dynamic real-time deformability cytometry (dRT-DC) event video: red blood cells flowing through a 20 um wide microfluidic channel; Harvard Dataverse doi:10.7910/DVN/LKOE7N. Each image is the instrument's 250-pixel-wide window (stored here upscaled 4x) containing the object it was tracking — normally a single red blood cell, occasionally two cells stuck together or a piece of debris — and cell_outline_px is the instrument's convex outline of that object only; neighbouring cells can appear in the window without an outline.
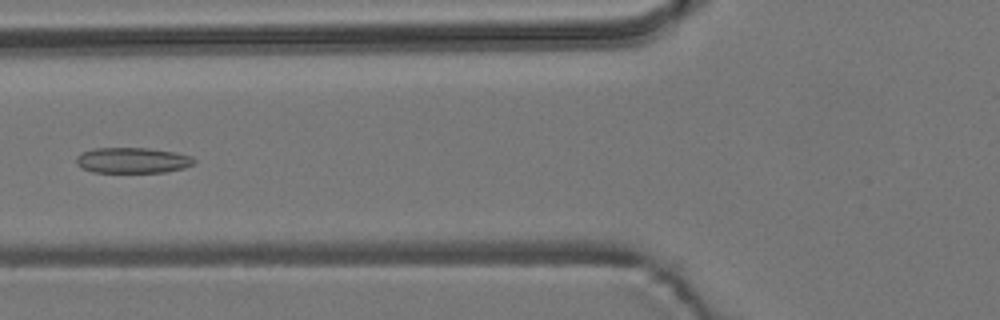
{"species": "common noctule bat (a hibernating species)", "species_latin": "Nyctalus noctula", "temperature_condition": "room temperature", "stored_images_in_passage": 7, "camera_frame_rate_fps": 3000, "um_per_image_px": 0.085, "animal": {"sex": "male", "body_mass_g": 19.2, "forearm_length_mm": 51.8}, "frame": {"image": 1, "passage_image": 7, "time_ms": 2.0, "image_size_px": [1000, 320], "cell_outline_px": [[196, 164], [184, 168], [164, 172], [92, 172], [80, 168], [76, 164], [76, 156], [80, 152], [92, 148], [148, 148], [176, 152], [192, 156], [196, 160]], "centroid_in_image_um": [11.25, 13.62], "position_along_channel_um": 114.5, "area_um2": 17.92}}